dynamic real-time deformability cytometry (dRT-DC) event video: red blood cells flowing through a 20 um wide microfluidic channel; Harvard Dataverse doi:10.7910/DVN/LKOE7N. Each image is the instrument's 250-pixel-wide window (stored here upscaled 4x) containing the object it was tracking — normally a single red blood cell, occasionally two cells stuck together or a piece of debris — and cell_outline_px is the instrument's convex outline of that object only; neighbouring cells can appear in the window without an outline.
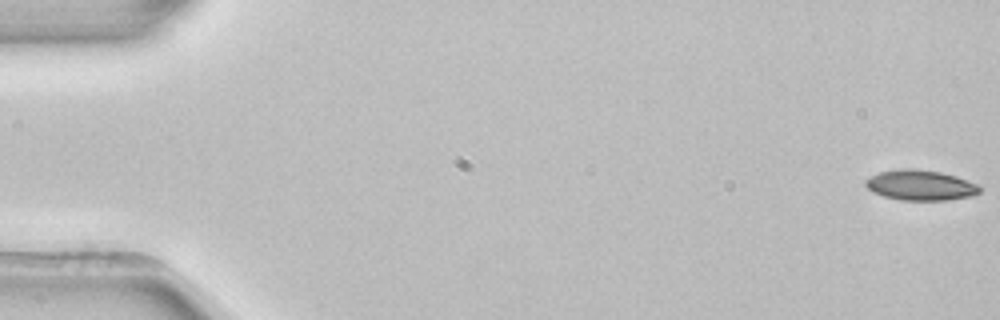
{"species": "common noctule bat (a hibernating species)", "species_latin": "Nyctalus noctula", "temperature_condition": "room temperature", "stored_images_in_passage": 5, "segment_of_instrument_passage": [1, 2], "camera_frame_rate_fps": 3000, "um_per_image_px": 0.085, "animal": {"sex": "female", "body_mass_g": 22.7, "forearm_length_mm": 54.2}, "frame": {"image": 1, "passage_image": 1, "time_ms": 0.0, "image_size_px": [1000, 320], "cell_outline_px": [[984, 188], [980, 192], [972, 196], [948, 200], [900, 200], [884, 196], [872, 192], [864, 184], [864, 180], [880, 172], [900, 168], [912, 168], [940, 172], [956, 176], [976, 184]], "centroid_in_image_um": [78.24, 15.74], "position_along_channel_um": 6.8, "area_um2": 20.23}}
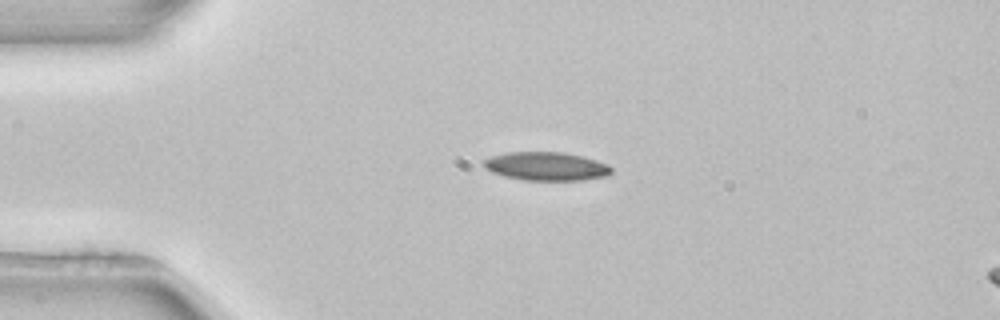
{"frame": {"image": 2, "passage_image": 4, "time_ms": 1.0, "image_size_px": [1000, 320], "cell_outline_px": [[612, 172], [608, 176], [584, 180], [524, 180], [504, 176], [492, 172], [484, 168], [484, 160], [492, 156], [508, 152], [564, 152], [596, 160], [608, 164], [612, 168]], "centroid_in_image_um": [46.46, 14.14], "position_along_channel_um": 38.5, "area_um2": 21.21}}